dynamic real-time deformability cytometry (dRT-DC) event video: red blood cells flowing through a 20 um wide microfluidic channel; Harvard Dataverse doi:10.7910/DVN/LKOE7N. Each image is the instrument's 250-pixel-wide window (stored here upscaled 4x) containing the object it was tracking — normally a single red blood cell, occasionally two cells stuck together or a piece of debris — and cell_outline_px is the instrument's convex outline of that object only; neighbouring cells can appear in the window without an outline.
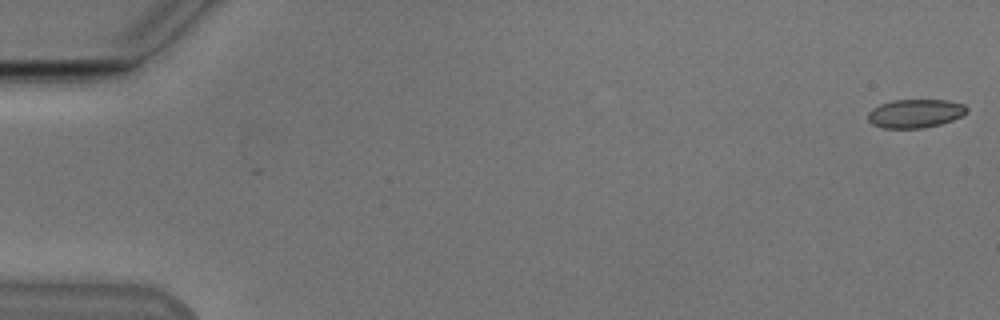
{"species": "Egyptian fruit bat (a non-hibernating species)", "species_latin": "Rousettus aegyptiacus", "temperature_condition": "cold", "stored_images_in_passage": 50, "camera_frame_rate_fps": 3000, "um_per_image_px": 0.085, "animal": {"sex": "male"}, "frame": {"image": 1, "passage_image": 1, "time_ms": 0.0, "image_size_px": [1000, 320], "cell_outline_px": [[968, 112], [952, 120], [940, 124], [924, 128], [884, 128], [872, 124], [868, 120], [868, 112], [872, 108], [880, 104], [892, 100], [948, 100], [964, 104], [968, 108]], "centroid_in_image_um": [77.79, 9.64], "position_along_channel_um": 7.2, "area_um2": 16.53}}
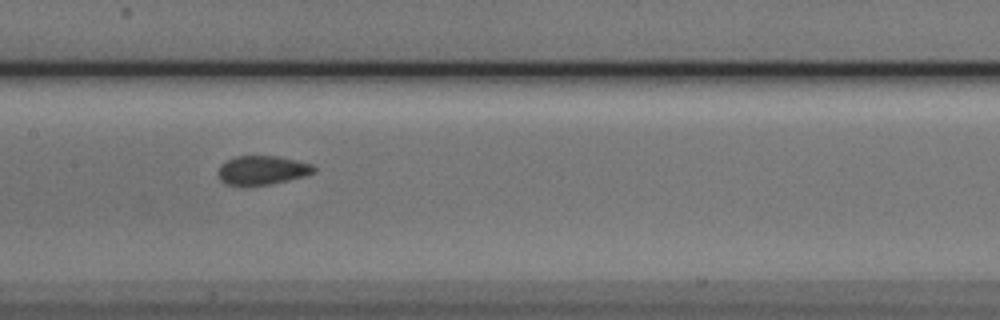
{"frame": {"image": 2, "passage_image": 27, "time_ms": 8.667, "image_size_px": [1000, 320], "cell_outline_px": [[316, 172], [304, 176], [268, 184], [228, 184], [220, 180], [216, 172], [220, 164], [236, 156], [276, 156], [296, 160], [312, 164], [316, 168]], "centroid_in_image_um": [22.28, 14.44], "position_along_channel_um": 185.1, "area_um2": 15.9}}
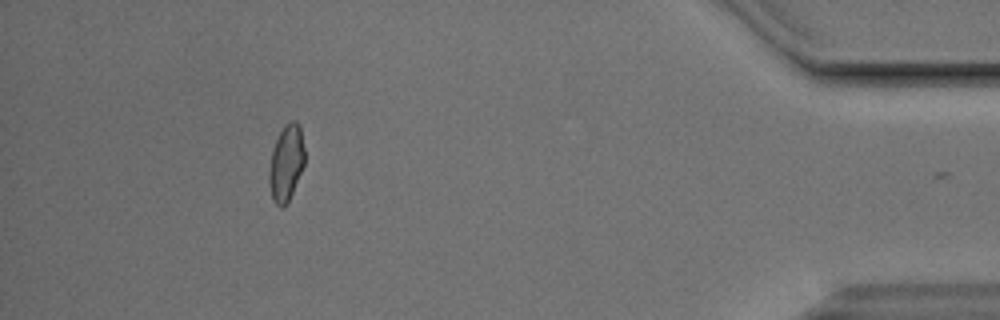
{"frame": {"image": 3, "passage_image": 49, "time_ms": 16.0, "image_size_px": [1000, 320], "cell_outline_px": [[304, 164], [292, 192], [284, 208], [280, 208], [272, 200], [268, 180], [268, 176], [272, 152], [276, 140], [284, 124], [292, 120], [296, 120], [300, 128], [304, 148]], "centroid_in_image_um": [24.31, 13.86], "position_along_channel_um": 410.9, "area_um2": 15.61}, "authors_computed_cell_mechanics": {"area_um2": 16.4441, "velocity_mm_per_s": 3.8548, "shape_relaxation_time_tau1_ms": null, "shape_relaxation_time_tau2_ms": 0.7696, "deformation_change_tau1": null, "deformation_change_tau2": 0.0409}}